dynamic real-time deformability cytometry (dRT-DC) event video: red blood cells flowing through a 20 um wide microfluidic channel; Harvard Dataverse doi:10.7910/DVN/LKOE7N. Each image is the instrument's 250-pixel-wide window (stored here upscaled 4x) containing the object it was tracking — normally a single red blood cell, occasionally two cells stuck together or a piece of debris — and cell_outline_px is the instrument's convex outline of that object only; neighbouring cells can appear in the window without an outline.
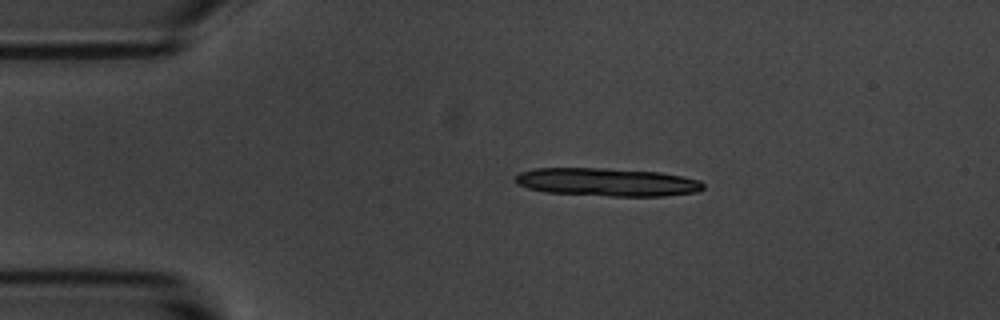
{"species": "common noctule bat (a hibernating species)", "species_latin": "Nyctalus noctula", "temperature_condition": "room temperature", "stored_images_in_passage": 5, "camera_frame_rate_fps": 3000, "um_per_image_px": 0.085, "animal": {"sex": "male", "body_mass_g": 20.1, "forearm_length_mm": 53.5}, "frame": {"image": 1, "passage_image": 1, "time_ms": 0.0, "image_size_px": [1000, 320], "cell_outline_px": [[704, 188], [700, 192], [664, 196], [612, 196], [544, 192], [528, 188], [516, 184], [516, 176], [520, 172], [536, 168], [604, 168], [660, 172], [700, 180], [704, 184]], "centroid_in_image_um": [51.62, 15.48], "position_along_channel_um": 33.4, "area_um2": 30.87}}